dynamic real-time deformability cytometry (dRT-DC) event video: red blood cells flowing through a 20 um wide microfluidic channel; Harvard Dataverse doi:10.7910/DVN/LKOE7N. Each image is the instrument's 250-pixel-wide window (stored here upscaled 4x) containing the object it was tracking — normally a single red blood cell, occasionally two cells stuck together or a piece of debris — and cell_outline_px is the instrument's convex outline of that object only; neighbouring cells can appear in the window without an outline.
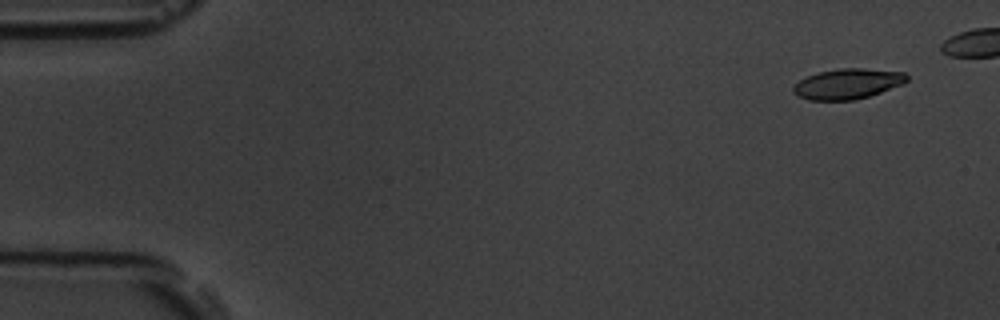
{"species": "common noctule bat (a hibernating species)", "species_latin": "Nyctalus noctula", "temperature_condition": "room temperature", "stored_images_in_passage": 6, "camera_frame_rate_fps": 3000, "um_per_image_px": 0.085, "animal": {"sex": "male", "body_mass_g": 19.5, "forearm_length_mm": 54.6}, "frame": {"image": 1, "passage_image": 1, "time_ms": 0.0, "image_size_px": [1000, 320], "cell_outline_px": [[908, 80], [904, 84], [868, 96], [852, 100], [808, 100], [796, 96], [792, 92], [792, 84], [808, 76], [820, 72], [840, 68], [860, 68], [904, 72], [908, 76]], "centroid_in_image_um": [72.02, 7.13], "position_along_channel_um": 13.0, "area_um2": 20.11}}